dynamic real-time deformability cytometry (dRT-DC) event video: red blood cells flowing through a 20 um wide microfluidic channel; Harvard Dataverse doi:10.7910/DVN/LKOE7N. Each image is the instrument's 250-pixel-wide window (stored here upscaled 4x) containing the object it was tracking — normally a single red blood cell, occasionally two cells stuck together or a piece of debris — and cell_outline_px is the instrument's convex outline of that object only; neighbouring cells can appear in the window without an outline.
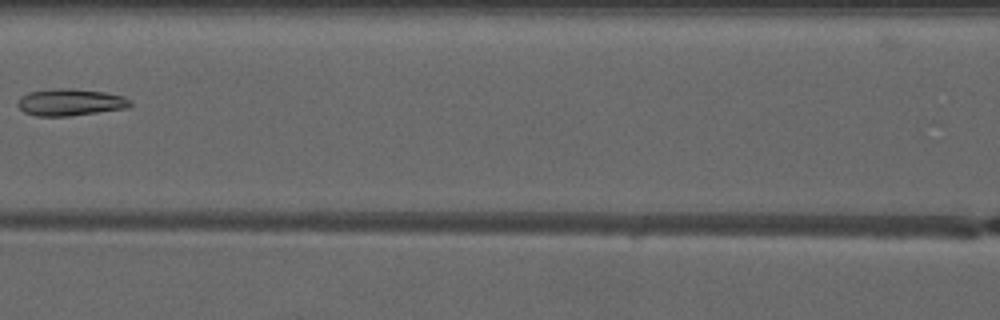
{"species": "common noctule bat (a hibernating species)", "species_latin": "Nyctalus noctula", "temperature_condition": "warm", "stored_images_in_passage": 5, "camera_frame_rate_fps": 3000, "um_per_image_px": 0.085, "animal": {"sex": "male", "forearm_length_mm": 52.5}, "frame": {"image": 1, "passage_image": 5, "time_ms": 4.667, "image_size_px": [1000, 320], "cell_outline_px": [[132, 104], [128, 108], [68, 116], [36, 116], [24, 112], [16, 104], [16, 100], [20, 96], [28, 92], [52, 88], [72, 88], [104, 92], [124, 96], [132, 100]], "centroid_in_image_um": [5.95, 8.68], "position_along_channel_um": 160.6, "area_um2": 17.92}}